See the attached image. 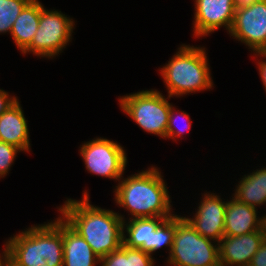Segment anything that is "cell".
I'll return each instance as SVG.
<instances>
[{
    "label": "cell",
    "mask_w": 266,
    "mask_h": 266,
    "mask_svg": "<svg viewBox=\"0 0 266 266\" xmlns=\"http://www.w3.org/2000/svg\"><path fill=\"white\" fill-rule=\"evenodd\" d=\"M83 194L81 201L67 199L59 208L61 218L102 258L122 246L124 217L112 210L94 207L89 203L88 193Z\"/></svg>",
    "instance_id": "cell-1"
},
{
    "label": "cell",
    "mask_w": 266,
    "mask_h": 266,
    "mask_svg": "<svg viewBox=\"0 0 266 266\" xmlns=\"http://www.w3.org/2000/svg\"><path fill=\"white\" fill-rule=\"evenodd\" d=\"M4 252L8 266H63V219L10 237Z\"/></svg>",
    "instance_id": "cell-2"
},
{
    "label": "cell",
    "mask_w": 266,
    "mask_h": 266,
    "mask_svg": "<svg viewBox=\"0 0 266 266\" xmlns=\"http://www.w3.org/2000/svg\"><path fill=\"white\" fill-rule=\"evenodd\" d=\"M115 201L134 218H169L171 200L161 172L155 167L131 175L118 183Z\"/></svg>",
    "instance_id": "cell-3"
},
{
    "label": "cell",
    "mask_w": 266,
    "mask_h": 266,
    "mask_svg": "<svg viewBox=\"0 0 266 266\" xmlns=\"http://www.w3.org/2000/svg\"><path fill=\"white\" fill-rule=\"evenodd\" d=\"M172 59L161 68L168 97L211 89L213 86L205 48L182 45Z\"/></svg>",
    "instance_id": "cell-4"
},
{
    "label": "cell",
    "mask_w": 266,
    "mask_h": 266,
    "mask_svg": "<svg viewBox=\"0 0 266 266\" xmlns=\"http://www.w3.org/2000/svg\"><path fill=\"white\" fill-rule=\"evenodd\" d=\"M168 263L174 266H220L218 243L200 235L186 217L176 215Z\"/></svg>",
    "instance_id": "cell-5"
},
{
    "label": "cell",
    "mask_w": 266,
    "mask_h": 266,
    "mask_svg": "<svg viewBox=\"0 0 266 266\" xmlns=\"http://www.w3.org/2000/svg\"><path fill=\"white\" fill-rule=\"evenodd\" d=\"M120 108L143 130L166 138L171 104L157 90H143L120 97Z\"/></svg>",
    "instance_id": "cell-6"
},
{
    "label": "cell",
    "mask_w": 266,
    "mask_h": 266,
    "mask_svg": "<svg viewBox=\"0 0 266 266\" xmlns=\"http://www.w3.org/2000/svg\"><path fill=\"white\" fill-rule=\"evenodd\" d=\"M74 28L73 19L58 11H48L41 4L38 29L31 43L22 51L40 57L58 55L71 39Z\"/></svg>",
    "instance_id": "cell-7"
},
{
    "label": "cell",
    "mask_w": 266,
    "mask_h": 266,
    "mask_svg": "<svg viewBox=\"0 0 266 266\" xmlns=\"http://www.w3.org/2000/svg\"><path fill=\"white\" fill-rule=\"evenodd\" d=\"M86 169L92 174L120 180L127 164L125 150L106 138L84 143L80 149Z\"/></svg>",
    "instance_id": "cell-8"
},
{
    "label": "cell",
    "mask_w": 266,
    "mask_h": 266,
    "mask_svg": "<svg viewBox=\"0 0 266 266\" xmlns=\"http://www.w3.org/2000/svg\"><path fill=\"white\" fill-rule=\"evenodd\" d=\"M229 34L255 52H266V0L235 11Z\"/></svg>",
    "instance_id": "cell-9"
},
{
    "label": "cell",
    "mask_w": 266,
    "mask_h": 266,
    "mask_svg": "<svg viewBox=\"0 0 266 266\" xmlns=\"http://www.w3.org/2000/svg\"><path fill=\"white\" fill-rule=\"evenodd\" d=\"M194 34L205 36L224 27L230 31L235 15L233 0H195Z\"/></svg>",
    "instance_id": "cell-10"
},
{
    "label": "cell",
    "mask_w": 266,
    "mask_h": 266,
    "mask_svg": "<svg viewBox=\"0 0 266 266\" xmlns=\"http://www.w3.org/2000/svg\"><path fill=\"white\" fill-rule=\"evenodd\" d=\"M265 238V226L241 236H223L218 242L220 266H248Z\"/></svg>",
    "instance_id": "cell-11"
},
{
    "label": "cell",
    "mask_w": 266,
    "mask_h": 266,
    "mask_svg": "<svg viewBox=\"0 0 266 266\" xmlns=\"http://www.w3.org/2000/svg\"><path fill=\"white\" fill-rule=\"evenodd\" d=\"M227 201L214 194H204L194 218H186L203 237L217 243L224 236V220Z\"/></svg>",
    "instance_id": "cell-12"
},
{
    "label": "cell",
    "mask_w": 266,
    "mask_h": 266,
    "mask_svg": "<svg viewBox=\"0 0 266 266\" xmlns=\"http://www.w3.org/2000/svg\"><path fill=\"white\" fill-rule=\"evenodd\" d=\"M257 209L237 201L234 197L227 202L224 220V236H241L261 230L265 218H259Z\"/></svg>",
    "instance_id": "cell-13"
},
{
    "label": "cell",
    "mask_w": 266,
    "mask_h": 266,
    "mask_svg": "<svg viewBox=\"0 0 266 266\" xmlns=\"http://www.w3.org/2000/svg\"><path fill=\"white\" fill-rule=\"evenodd\" d=\"M0 141L29 152L27 120L18 100L0 116Z\"/></svg>",
    "instance_id": "cell-14"
},
{
    "label": "cell",
    "mask_w": 266,
    "mask_h": 266,
    "mask_svg": "<svg viewBox=\"0 0 266 266\" xmlns=\"http://www.w3.org/2000/svg\"><path fill=\"white\" fill-rule=\"evenodd\" d=\"M100 258L91 246L63 220V266H95Z\"/></svg>",
    "instance_id": "cell-15"
},
{
    "label": "cell",
    "mask_w": 266,
    "mask_h": 266,
    "mask_svg": "<svg viewBox=\"0 0 266 266\" xmlns=\"http://www.w3.org/2000/svg\"><path fill=\"white\" fill-rule=\"evenodd\" d=\"M164 219L161 217L130 218L129 224H125L124 220L123 228L126 227L125 231L128 234V238L123 234V244L130 248H138L150 253L152 251L154 231Z\"/></svg>",
    "instance_id": "cell-16"
},
{
    "label": "cell",
    "mask_w": 266,
    "mask_h": 266,
    "mask_svg": "<svg viewBox=\"0 0 266 266\" xmlns=\"http://www.w3.org/2000/svg\"><path fill=\"white\" fill-rule=\"evenodd\" d=\"M41 3L32 0L16 18L11 29V36L21 52L31 43L38 29Z\"/></svg>",
    "instance_id": "cell-17"
},
{
    "label": "cell",
    "mask_w": 266,
    "mask_h": 266,
    "mask_svg": "<svg viewBox=\"0 0 266 266\" xmlns=\"http://www.w3.org/2000/svg\"><path fill=\"white\" fill-rule=\"evenodd\" d=\"M234 198L256 208L266 203V168L248 174L240 180Z\"/></svg>",
    "instance_id": "cell-18"
},
{
    "label": "cell",
    "mask_w": 266,
    "mask_h": 266,
    "mask_svg": "<svg viewBox=\"0 0 266 266\" xmlns=\"http://www.w3.org/2000/svg\"><path fill=\"white\" fill-rule=\"evenodd\" d=\"M32 0H0V33L11 32L16 18Z\"/></svg>",
    "instance_id": "cell-19"
},
{
    "label": "cell",
    "mask_w": 266,
    "mask_h": 266,
    "mask_svg": "<svg viewBox=\"0 0 266 266\" xmlns=\"http://www.w3.org/2000/svg\"><path fill=\"white\" fill-rule=\"evenodd\" d=\"M176 230V215L164 219L154 231L152 251L150 255L159 248L166 246L171 250L173 245L174 232Z\"/></svg>",
    "instance_id": "cell-20"
},
{
    "label": "cell",
    "mask_w": 266,
    "mask_h": 266,
    "mask_svg": "<svg viewBox=\"0 0 266 266\" xmlns=\"http://www.w3.org/2000/svg\"><path fill=\"white\" fill-rule=\"evenodd\" d=\"M18 151H21V150L13 145L0 141V177L1 178L4 177L8 173Z\"/></svg>",
    "instance_id": "cell-21"
},
{
    "label": "cell",
    "mask_w": 266,
    "mask_h": 266,
    "mask_svg": "<svg viewBox=\"0 0 266 266\" xmlns=\"http://www.w3.org/2000/svg\"><path fill=\"white\" fill-rule=\"evenodd\" d=\"M127 266H154V260L149 253L127 246Z\"/></svg>",
    "instance_id": "cell-22"
},
{
    "label": "cell",
    "mask_w": 266,
    "mask_h": 266,
    "mask_svg": "<svg viewBox=\"0 0 266 266\" xmlns=\"http://www.w3.org/2000/svg\"><path fill=\"white\" fill-rule=\"evenodd\" d=\"M174 115H175V109L173 108V106H171L170 113H169V119H168V125H167V129H166V138H168V139L171 138L173 140L177 137H180L181 133L183 134V132L185 131L184 129H180L178 131L176 130L177 127H176L175 123H176L177 118H174V117H176ZM179 116H181L184 119V121L187 122L186 125H184L183 127L187 131H189L188 129L191 127L190 117L184 111Z\"/></svg>",
    "instance_id": "cell-23"
},
{
    "label": "cell",
    "mask_w": 266,
    "mask_h": 266,
    "mask_svg": "<svg viewBox=\"0 0 266 266\" xmlns=\"http://www.w3.org/2000/svg\"><path fill=\"white\" fill-rule=\"evenodd\" d=\"M102 266H127V246L122 244L120 248L100 258Z\"/></svg>",
    "instance_id": "cell-24"
},
{
    "label": "cell",
    "mask_w": 266,
    "mask_h": 266,
    "mask_svg": "<svg viewBox=\"0 0 266 266\" xmlns=\"http://www.w3.org/2000/svg\"><path fill=\"white\" fill-rule=\"evenodd\" d=\"M248 266H266V238L260 244L259 249L253 255Z\"/></svg>",
    "instance_id": "cell-25"
},
{
    "label": "cell",
    "mask_w": 266,
    "mask_h": 266,
    "mask_svg": "<svg viewBox=\"0 0 266 266\" xmlns=\"http://www.w3.org/2000/svg\"><path fill=\"white\" fill-rule=\"evenodd\" d=\"M17 100L14 96L9 98V94L3 89H0V116Z\"/></svg>",
    "instance_id": "cell-26"
},
{
    "label": "cell",
    "mask_w": 266,
    "mask_h": 266,
    "mask_svg": "<svg viewBox=\"0 0 266 266\" xmlns=\"http://www.w3.org/2000/svg\"><path fill=\"white\" fill-rule=\"evenodd\" d=\"M254 53H257L254 55L264 57V59L266 58V52H254ZM258 66H259V72H260L259 74H260L263 86L265 87V91H266V61L263 60V61L258 62Z\"/></svg>",
    "instance_id": "cell-27"
},
{
    "label": "cell",
    "mask_w": 266,
    "mask_h": 266,
    "mask_svg": "<svg viewBox=\"0 0 266 266\" xmlns=\"http://www.w3.org/2000/svg\"><path fill=\"white\" fill-rule=\"evenodd\" d=\"M261 0H233L235 11L246 9Z\"/></svg>",
    "instance_id": "cell-28"
},
{
    "label": "cell",
    "mask_w": 266,
    "mask_h": 266,
    "mask_svg": "<svg viewBox=\"0 0 266 266\" xmlns=\"http://www.w3.org/2000/svg\"><path fill=\"white\" fill-rule=\"evenodd\" d=\"M2 257L0 256V266L5 262V252L2 253Z\"/></svg>",
    "instance_id": "cell-29"
},
{
    "label": "cell",
    "mask_w": 266,
    "mask_h": 266,
    "mask_svg": "<svg viewBox=\"0 0 266 266\" xmlns=\"http://www.w3.org/2000/svg\"><path fill=\"white\" fill-rule=\"evenodd\" d=\"M1 266H8L5 262Z\"/></svg>",
    "instance_id": "cell-30"
}]
</instances>
